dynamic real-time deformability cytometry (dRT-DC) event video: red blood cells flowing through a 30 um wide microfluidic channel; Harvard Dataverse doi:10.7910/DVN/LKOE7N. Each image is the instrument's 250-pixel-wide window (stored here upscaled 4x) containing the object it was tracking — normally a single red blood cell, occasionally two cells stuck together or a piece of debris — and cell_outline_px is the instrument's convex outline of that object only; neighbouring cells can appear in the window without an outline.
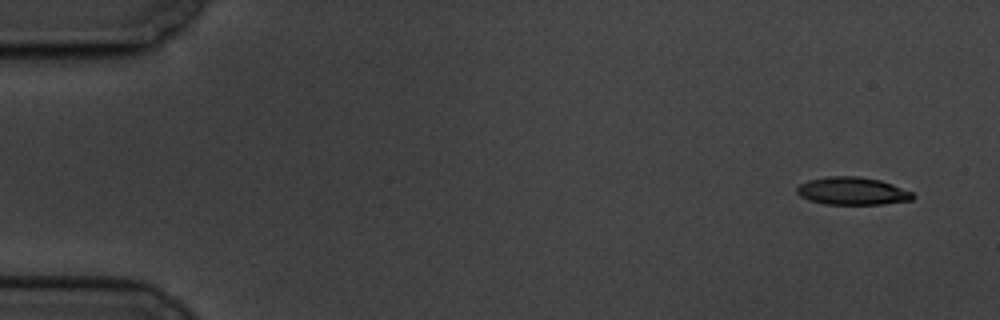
{"species": "common noctule bat (a hibernating species)", "species_latin": "Nyctalus noctula", "temperature_condition": "cold", "stored_images_in_passage": 1, "camera_frame_rate_fps": 3000, "um_per_image_px": 0.085, "animal": {"sex": "male", "body_mass_g": 19.5, "forearm_length_mm": 54.6}, "frame": {"image": 1, "passage_image": 1, "time_ms": 0.0, "image_size_px": [1000, 320], "cell_outline_px": [[916, 196], [912, 200], [884, 204], [824, 204], [808, 200], [800, 196], [796, 192], [796, 188], [800, 184], [808, 180], [828, 176], [860, 176], [880, 180], [892, 184], [912, 192]], "centroid_in_image_um": [72.44, 16.24], "position_along_channel_um": 12.6, "area_um2": 18.84}}